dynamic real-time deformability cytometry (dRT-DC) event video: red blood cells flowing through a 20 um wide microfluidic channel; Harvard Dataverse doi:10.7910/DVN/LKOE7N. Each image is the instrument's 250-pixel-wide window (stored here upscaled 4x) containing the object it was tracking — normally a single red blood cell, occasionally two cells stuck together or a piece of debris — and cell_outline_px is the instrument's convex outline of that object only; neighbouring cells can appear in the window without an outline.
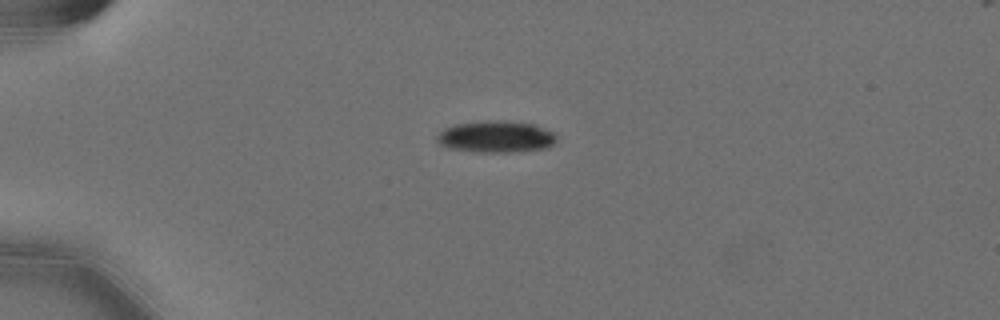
{"species": "Egyptian fruit bat (a non-hibernating species)", "species_latin": "Rousettus aegyptiacus", "temperature_condition": "cold", "stored_images_in_passage": 34, "camera_frame_rate_fps": 3000, "um_per_image_px": 0.085, "animal": {"sex": "female"}, "frame": {"image": 1, "passage_image": 1, "time_ms": 0.0, "image_size_px": [1000, 320], "cell_outline_px": [[556, 140], [548, 148], [516, 152], [476, 152], [448, 148], [440, 144], [436, 140], [436, 136], [444, 128], [452, 124], [484, 120], [504, 120], [536, 124], [552, 132], [556, 136]], "centroid_in_image_um": [42.14, 11.61], "position_along_channel_um": 42.9, "area_um2": 22.48}}
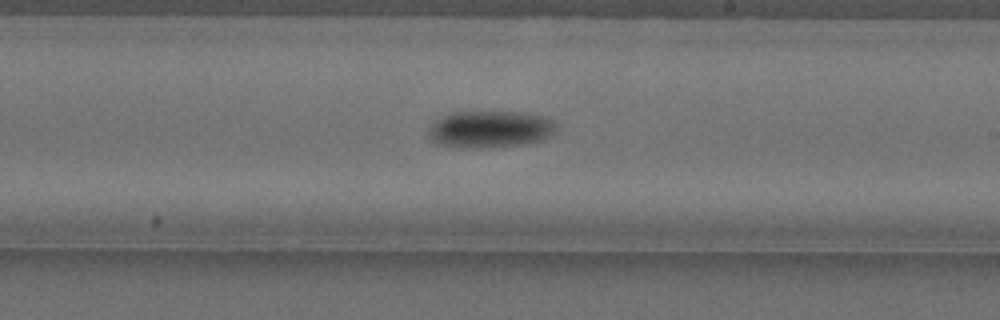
{"frame": {"image": 2, "passage_image": 21, "time_ms": 6.667, "image_size_px": [1000, 320], "cell_outline_px": [[556, 128], [548, 136], [540, 140], [520, 144], [488, 148], [460, 148], [436, 144], [428, 136], [428, 128], [436, 120], [452, 112], [524, 112], [544, 116], [556, 120]], "centroid_in_image_um": [41.63, 10.98], "position_along_channel_um": 247.4, "area_um2": 27.69}}
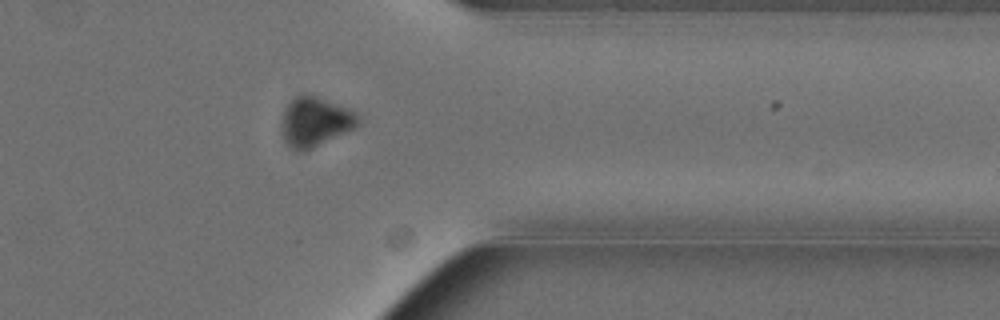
{"frame": {"image": 3, "passage_image": 33, "time_ms": 10.667, "image_size_px": [1000, 320], "cell_outline_px": [[360, 124], [356, 128], [300, 152], [296, 152], [284, 140], [280, 124], [284, 108], [296, 96], [304, 92], [316, 96], [348, 108], [356, 112], [360, 116]], "centroid_in_image_um": [26.78, 10.32], "position_along_channel_um": 384.6, "area_um2": 22.14}}